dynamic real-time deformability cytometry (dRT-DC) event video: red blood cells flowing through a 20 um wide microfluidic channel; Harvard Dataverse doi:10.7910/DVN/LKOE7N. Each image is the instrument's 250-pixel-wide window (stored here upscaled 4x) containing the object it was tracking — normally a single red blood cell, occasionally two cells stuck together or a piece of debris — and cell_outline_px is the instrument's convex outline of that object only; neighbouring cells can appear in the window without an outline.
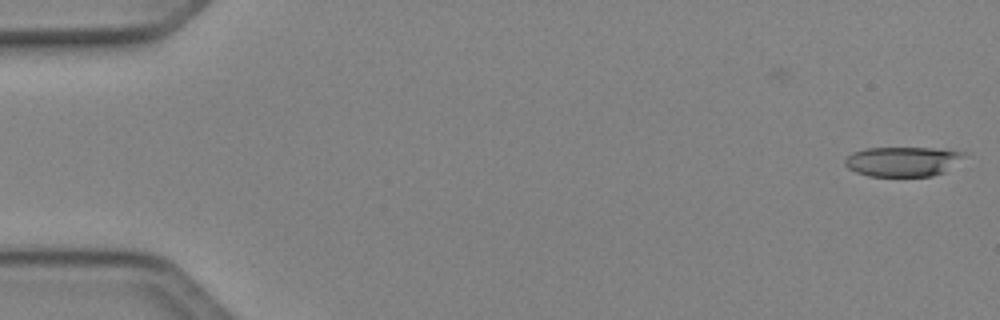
{"species": "Egyptian fruit bat (a non-hibernating species)", "species_latin": "Rousettus aegyptiacus", "temperature_condition": "cold", "stored_images_in_passage": 6, "camera_frame_rate_fps": 3000, "um_per_image_px": 0.085, "animal": {"sex": "female"}, "frame": {"image": 1, "passage_image": 6, "time_ms": 1.667, "image_size_px": [1000, 320], "cell_outline_px": [[964, 156], [944, 172], [932, 176], [868, 176], [856, 172], [848, 168], [844, 164], [844, 160], [852, 152], [864, 148], [932, 148], [964, 152]], "centroid_in_image_um": [76.66, 13.73], "position_along_channel_um": 8.3, "area_um2": 20.46}}